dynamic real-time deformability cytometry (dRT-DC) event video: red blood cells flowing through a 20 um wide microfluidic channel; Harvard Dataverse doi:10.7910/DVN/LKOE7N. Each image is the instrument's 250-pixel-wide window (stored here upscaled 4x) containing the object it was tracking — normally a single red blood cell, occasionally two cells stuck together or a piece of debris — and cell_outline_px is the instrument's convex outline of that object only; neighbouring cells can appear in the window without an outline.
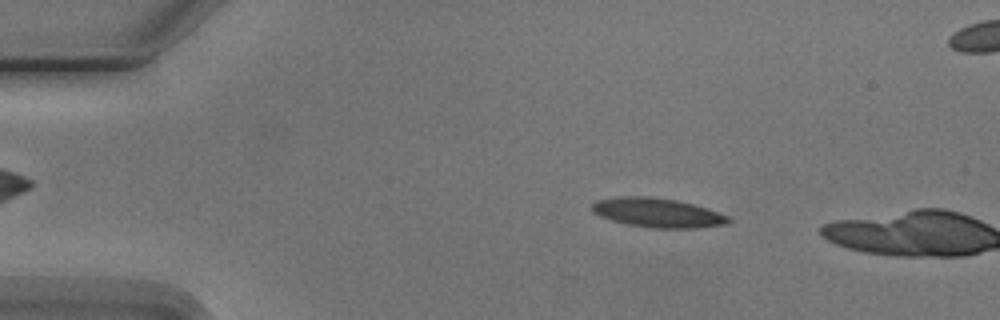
{"species": "Egyptian fruit bat (a non-hibernating species)", "species_latin": "Rousettus aegyptiacus", "temperature_condition": "cold", "stored_images_in_passage": 2, "camera_frame_rate_fps": 3000, "um_per_image_px": 0.085, "animal": {"sex": "male"}, "frame": {"image": 1, "passage_image": 1, "time_ms": 0.0, "image_size_px": [1000, 320], "cell_outline_px": [[732, 220], [724, 224], [696, 228], [652, 228], [628, 224], [612, 220], [600, 216], [592, 212], [592, 204], [596, 200], [620, 196], [652, 196], [676, 200], [708, 208], [728, 216]], "centroid_in_image_um": [55.87, 18.07], "position_along_channel_um": 29.1, "area_um2": 23.24}}